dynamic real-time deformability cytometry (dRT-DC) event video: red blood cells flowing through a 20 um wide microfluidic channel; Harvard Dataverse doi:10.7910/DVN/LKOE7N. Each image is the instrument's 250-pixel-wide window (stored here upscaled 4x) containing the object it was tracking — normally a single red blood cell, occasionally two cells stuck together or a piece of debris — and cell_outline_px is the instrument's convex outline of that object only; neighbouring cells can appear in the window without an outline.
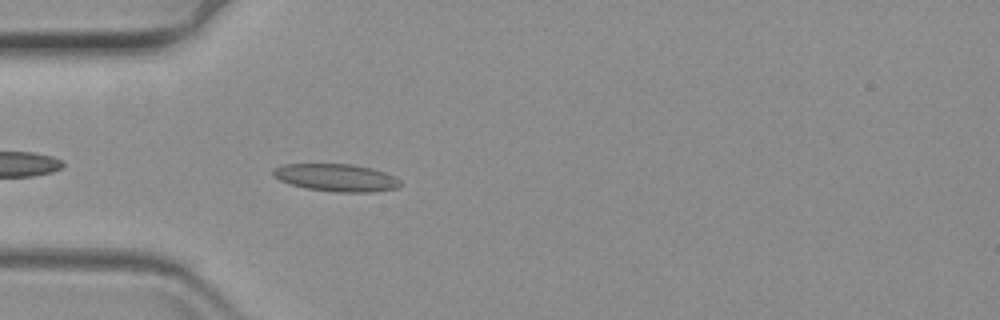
{"species": "common noctule bat (a hibernating species)", "species_latin": "Nyctalus noctula", "temperature_condition": "warm", "stored_images_in_passage": 48, "camera_frame_rate_fps": 3000, "um_per_image_px": 0.085, "animal": {"sex": "female", "body_mass_g": 19.3, "forearm_length_mm": 54.1}, "frame": {"image": 1, "passage_image": 4, "time_ms": 1.0, "image_size_px": [1000, 320], "cell_outline_px": [[404, 184], [400, 188], [372, 192], [336, 192], [304, 188], [280, 180], [272, 172], [272, 168], [284, 164], [352, 164], [372, 168], [396, 176]], "centroid_in_image_um": [28.65, 15.1], "position_along_channel_um": 56.3, "area_um2": 20.58}}
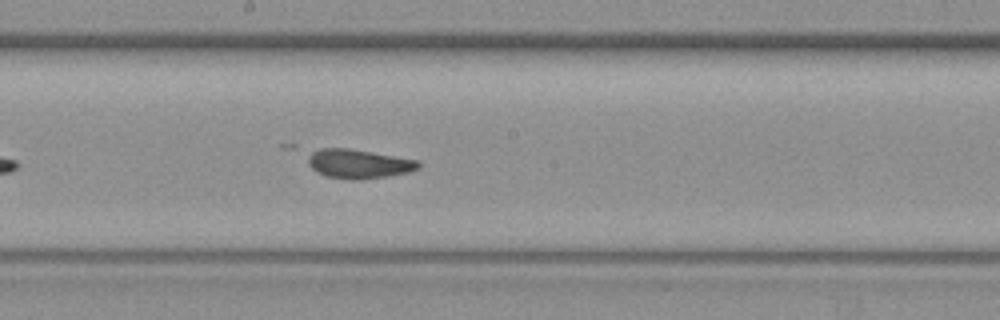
{"frame": {"image": 2, "passage_image": 19, "time_ms": 6.0, "image_size_px": [1000, 320], "cell_outline_px": [[420, 168], [408, 172], [388, 176], [360, 180], [348, 180], [324, 176], [316, 172], [308, 164], [308, 156], [312, 152], [320, 148], [348, 148], [420, 160]], "centroid_in_image_um": [30.48, 13.93], "position_along_channel_um": 217.7, "area_um2": 18.96}}
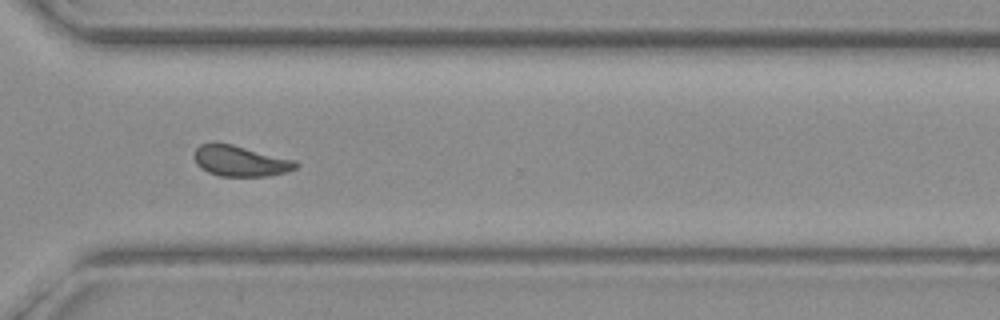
{"frame": {"image": 3, "passage_image": 31, "time_ms": 10.0, "image_size_px": [1000, 320], "cell_outline_px": [[300, 164], [296, 168], [284, 172], [268, 176], [220, 176], [208, 172], [200, 168], [196, 164], [192, 156], [196, 148], [200, 144], [232, 144], [296, 160]], "centroid_in_image_um": [20.42, 13.69], "position_along_channel_um": 350.2, "area_um2": 18.15}}